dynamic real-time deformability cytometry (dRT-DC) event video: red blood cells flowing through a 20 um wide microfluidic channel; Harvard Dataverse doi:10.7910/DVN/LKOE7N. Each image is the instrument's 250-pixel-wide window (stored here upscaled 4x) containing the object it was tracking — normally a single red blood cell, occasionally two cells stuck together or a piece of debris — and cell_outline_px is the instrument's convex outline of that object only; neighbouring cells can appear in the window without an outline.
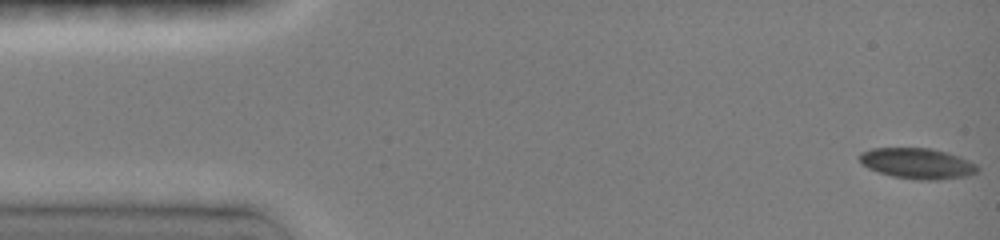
{"species": "common noctule bat (a hibernating species)", "species_latin": "Nyctalus noctula", "temperature_condition": "room temperature", "stored_images_in_passage": 22, "camera_frame_rate_fps": 3000, "um_per_image_px": 0.085, "animal": {"sex": "female", "body_mass_g": 19.0, "forearm_length_mm": 51.5}, "frame": {"image": 1, "passage_image": 1, "time_ms": 0.0, "image_size_px": [1000, 240], "cell_outline_px": [[980, 168], [976, 172], [968, 176], [940, 180], [920, 180], [892, 176], [868, 168], [860, 160], [860, 152], [872, 148], [928, 148], [944, 152], [956, 156], [976, 164]], "centroid_in_image_um": [77.97, 13.9], "position_along_channel_um": 7.0, "area_um2": 20.81}}
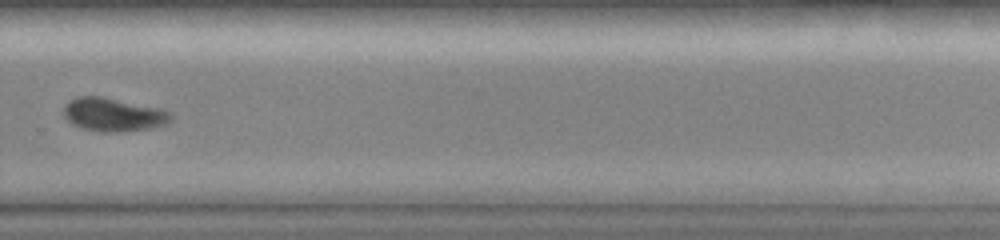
{"frame": {"image": 2, "passage_image": 16, "time_ms": 10.667, "image_size_px": [1000, 240], "cell_outline_px": [[172, 116], [164, 124], [148, 128], [116, 132], [104, 132], [80, 128], [72, 124], [64, 116], [64, 108], [72, 100], [80, 96], [100, 96], [160, 108], [172, 112]], "centroid_in_image_um": [9.62, 9.74], "position_along_channel_um": 320.2, "area_um2": 20.46}}
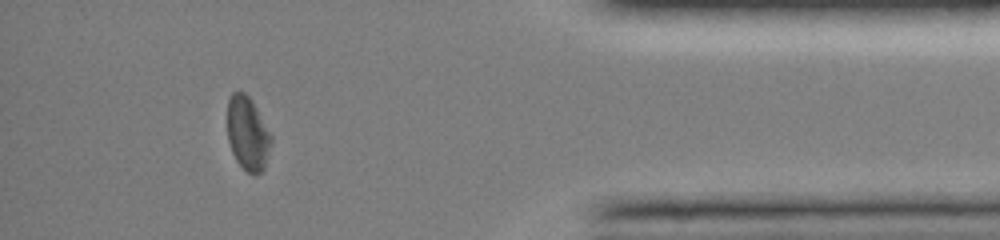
{"frame": {"image": 3, "passage_image": 20, "time_ms": 13.667, "image_size_px": [1000, 240], "cell_outline_px": [[272, 144], [264, 168], [256, 176], [248, 172], [236, 160], [232, 152], [228, 140], [228, 100], [232, 92], [244, 92], [252, 100], [272, 136]], "centroid_in_image_um": [21.07, 11.35], "position_along_channel_um": 414.1, "area_um2": 18.79}, "authors_computed_cell_mechanics": {"area_um2": 20.7791, "velocity_mm_per_s": 4.0766, "shape_relaxation_time_tau1_ms": 3.3629, "shape_relaxation_time_tau2_ms": null, "deformation_change_tau1": 0.1001, "deformation_change_tau2": null}}